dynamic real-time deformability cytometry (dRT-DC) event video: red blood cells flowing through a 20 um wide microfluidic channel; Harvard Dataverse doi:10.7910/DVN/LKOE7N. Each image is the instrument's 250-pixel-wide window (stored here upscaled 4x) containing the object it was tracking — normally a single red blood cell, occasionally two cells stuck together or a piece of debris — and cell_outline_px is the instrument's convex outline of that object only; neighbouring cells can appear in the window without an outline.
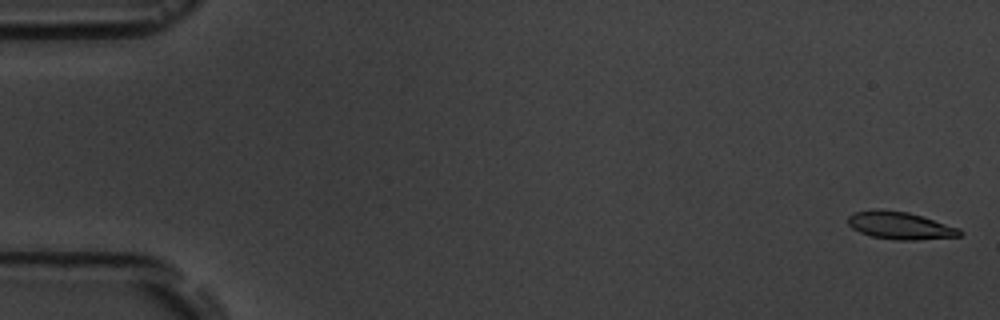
{"species": "common noctule bat (a hibernating species)", "species_latin": "Nyctalus noctula", "temperature_condition": "room temperature", "stored_images_in_passage": 5, "camera_frame_rate_fps": 3000, "um_per_image_px": 0.085, "animal": {"sex": "male", "body_mass_g": 19.5, "forearm_length_mm": 54.6}, "frame": {"image": 1, "passage_image": 1, "time_ms": 0.0, "image_size_px": [1000, 320], "cell_outline_px": [[964, 232], [960, 236], [916, 240], [896, 240], [872, 236], [860, 232], [852, 228], [848, 224], [848, 216], [852, 212], [908, 212], [960, 228]], "centroid_in_image_um": [76.57, 19.22], "position_along_channel_um": 8.4, "area_um2": 17.22}}
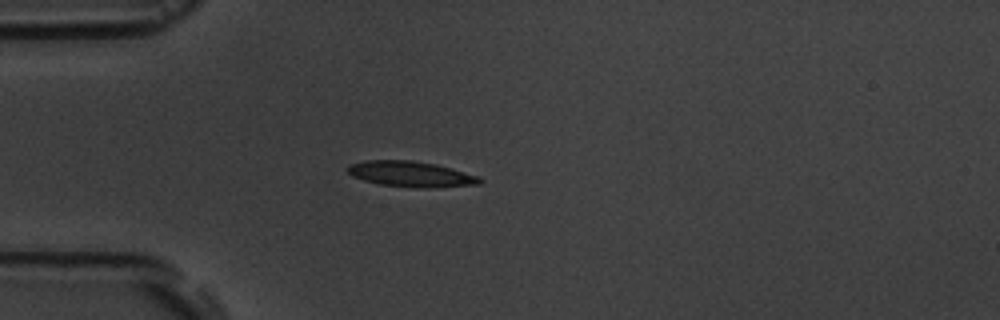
{"frame": {"image": 2, "passage_image": 5, "time_ms": 4.667, "image_size_px": [1000, 320], "cell_outline_px": [[484, 180], [480, 184], [428, 188], [416, 188], [380, 184], [364, 180], [352, 176], [348, 172], [348, 164], [368, 160], [412, 160], [436, 164], [452, 168], [480, 176]], "centroid_in_image_um": [34.97, 14.79], "position_along_channel_um": 50.0, "area_um2": 19.83}}